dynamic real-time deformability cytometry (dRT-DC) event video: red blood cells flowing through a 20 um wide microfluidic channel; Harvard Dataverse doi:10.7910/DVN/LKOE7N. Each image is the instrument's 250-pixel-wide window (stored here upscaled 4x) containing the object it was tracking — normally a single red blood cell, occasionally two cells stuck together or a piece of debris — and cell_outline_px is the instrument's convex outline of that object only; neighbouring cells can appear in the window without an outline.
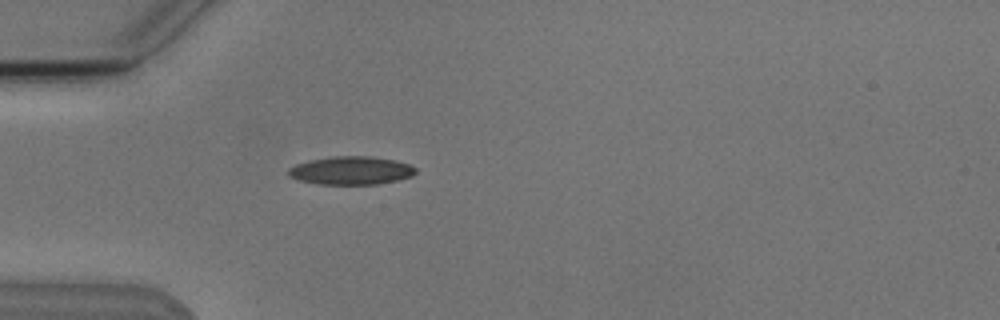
{"species": "Egyptian fruit bat (a non-hibernating species)", "species_latin": "Rousettus aegyptiacus", "temperature_condition": "cold", "stored_images_in_passage": 2, "camera_frame_rate_fps": 3000, "um_per_image_px": 0.085, "animal": {"sex": "male"}, "frame": {"image": 1, "passage_image": 2, "time_ms": 1.333, "image_size_px": [1000, 320], "cell_outline_px": [[416, 172], [412, 176], [380, 184], [320, 184], [300, 180], [288, 176], [288, 168], [296, 164], [312, 160], [332, 156], [372, 156], [392, 160], [408, 164], [416, 168]], "centroid_in_image_um": [29.84, 14.49], "position_along_channel_um": 55.2, "area_um2": 20.75}}